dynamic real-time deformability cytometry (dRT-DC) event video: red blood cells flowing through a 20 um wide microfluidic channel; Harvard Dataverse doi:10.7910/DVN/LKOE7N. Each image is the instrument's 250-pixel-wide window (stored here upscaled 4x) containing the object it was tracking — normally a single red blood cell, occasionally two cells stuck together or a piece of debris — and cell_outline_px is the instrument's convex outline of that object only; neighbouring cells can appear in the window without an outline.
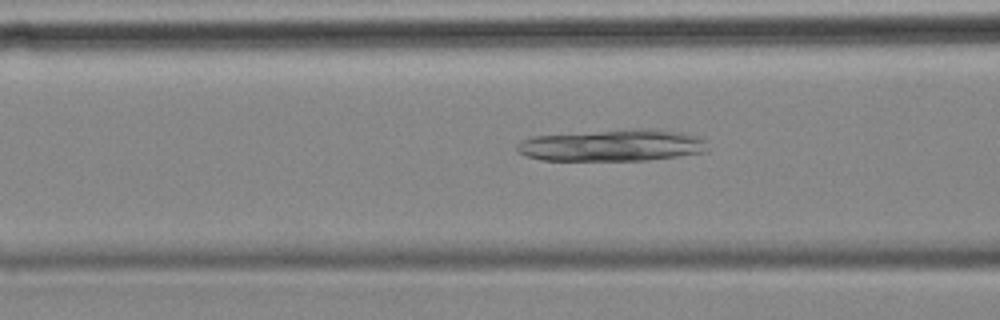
{"species": "common noctule bat (a hibernating species)", "species_latin": "Nyctalus noctula", "temperature_condition": "cold", "stored_images_in_passage": 54, "camera_frame_rate_fps": 3000, "um_per_image_px": 0.085, "animal": {"sex": "female", "body_mass_g": 18.4}, "frame": {"image": 1, "passage_image": 19, "time_ms": 6.0, "image_size_px": [1000, 320], "cell_outline_px": [[708, 152], [648, 160], [540, 160], [528, 156], [520, 152], [516, 148], [516, 144], [520, 140], [532, 136], [640, 128], [656, 128], [684, 132], [700, 136], [704, 140]], "centroid_in_image_um": [52.1, 12.34], "position_along_channel_um": 114.5, "area_um2": 35.55}}
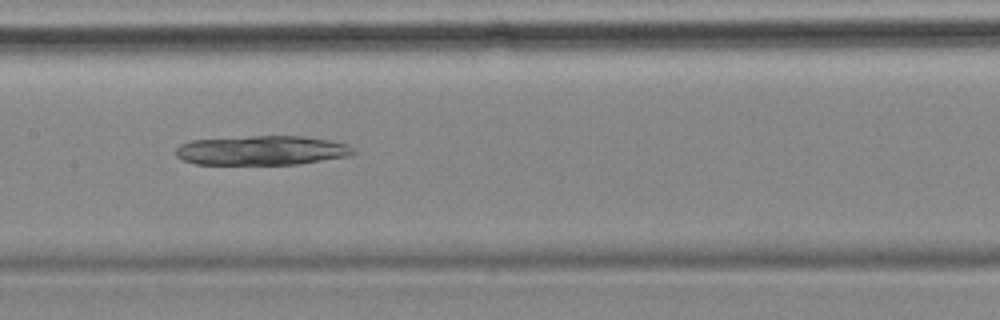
{"frame": {"image": 2, "passage_image": 25, "time_ms": 8.0, "image_size_px": [1000, 320], "cell_outline_px": [[356, 152], [352, 156], [300, 164], [196, 164], [184, 160], [176, 156], [176, 148], [180, 144], [192, 140], [252, 136], [300, 136], [328, 140], [348, 144], [356, 148]], "centroid_in_image_um": [22.32, 12.79], "position_along_channel_um": 185.1, "area_um2": 30.58}}
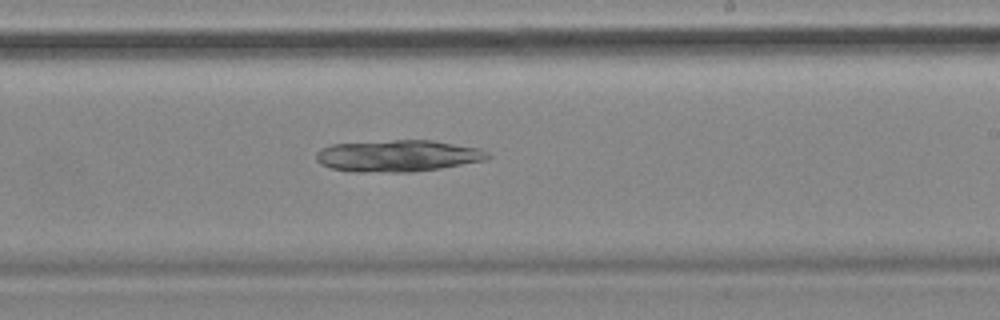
{"frame": {"image": 3, "passage_image": 31, "time_ms": 10.0, "image_size_px": [1000, 320], "cell_outline_px": [[492, 156], [488, 160], [440, 168], [412, 172], [356, 172], [332, 168], [320, 164], [316, 160], [316, 152], [320, 148], [332, 144], [392, 140], [432, 140], [480, 148], [488, 152]], "centroid_in_image_um": [33.84, 13.24], "position_along_channel_um": 255.2, "area_um2": 31.91}}